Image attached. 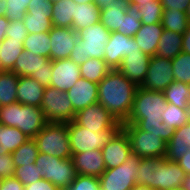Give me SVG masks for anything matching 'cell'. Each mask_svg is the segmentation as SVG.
Here are the masks:
<instances>
[{
	"label": "cell",
	"instance_id": "obj_1",
	"mask_svg": "<svg viewBox=\"0 0 190 190\" xmlns=\"http://www.w3.org/2000/svg\"><path fill=\"white\" fill-rule=\"evenodd\" d=\"M167 106L163 92L138 87L130 115L124 124H135L142 131L158 134L167 143L175 131L162 119Z\"/></svg>",
	"mask_w": 190,
	"mask_h": 190
},
{
	"label": "cell",
	"instance_id": "obj_2",
	"mask_svg": "<svg viewBox=\"0 0 190 190\" xmlns=\"http://www.w3.org/2000/svg\"><path fill=\"white\" fill-rule=\"evenodd\" d=\"M137 86L118 69H111L98 83V102L120 124L127 122Z\"/></svg>",
	"mask_w": 190,
	"mask_h": 190
},
{
	"label": "cell",
	"instance_id": "obj_3",
	"mask_svg": "<svg viewBox=\"0 0 190 190\" xmlns=\"http://www.w3.org/2000/svg\"><path fill=\"white\" fill-rule=\"evenodd\" d=\"M0 124L17 127L26 137L34 138L47 121L41 107L15 102L0 107Z\"/></svg>",
	"mask_w": 190,
	"mask_h": 190
},
{
	"label": "cell",
	"instance_id": "obj_4",
	"mask_svg": "<svg viewBox=\"0 0 190 190\" xmlns=\"http://www.w3.org/2000/svg\"><path fill=\"white\" fill-rule=\"evenodd\" d=\"M77 33L78 40L69 58L79 66L89 58L104 60V50L109 41L110 31L99 22Z\"/></svg>",
	"mask_w": 190,
	"mask_h": 190
},
{
	"label": "cell",
	"instance_id": "obj_5",
	"mask_svg": "<svg viewBox=\"0 0 190 190\" xmlns=\"http://www.w3.org/2000/svg\"><path fill=\"white\" fill-rule=\"evenodd\" d=\"M71 153H83L95 149L101 150L121 126H111L102 131L86 129L74 121L66 123Z\"/></svg>",
	"mask_w": 190,
	"mask_h": 190
},
{
	"label": "cell",
	"instance_id": "obj_6",
	"mask_svg": "<svg viewBox=\"0 0 190 190\" xmlns=\"http://www.w3.org/2000/svg\"><path fill=\"white\" fill-rule=\"evenodd\" d=\"M34 139L41 153L60 159L72 156L66 123H47Z\"/></svg>",
	"mask_w": 190,
	"mask_h": 190
},
{
	"label": "cell",
	"instance_id": "obj_7",
	"mask_svg": "<svg viewBox=\"0 0 190 190\" xmlns=\"http://www.w3.org/2000/svg\"><path fill=\"white\" fill-rule=\"evenodd\" d=\"M132 154L141 158H165L167 143L158 134L140 130L135 124H121Z\"/></svg>",
	"mask_w": 190,
	"mask_h": 190
},
{
	"label": "cell",
	"instance_id": "obj_8",
	"mask_svg": "<svg viewBox=\"0 0 190 190\" xmlns=\"http://www.w3.org/2000/svg\"><path fill=\"white\" fill-rule=\"evenodd\" d=\"M35 165L42 168V179L50 181L61 190L68 188L77 175L72 158L60 159L39 152Z\"/></svg>",
	"mask_w": 190,
	"mask_h": 190
},
{
	"label": "cell",
	"instance_id": "obj_9",
	"mask_svg": "<svg viewBox=\"0 0 190 190\" xmlns=\"http://www.w3.org/2000/svg\"><path fill=\"white\" fill-rule=\"evenodd\" d=\"M141 157L131 154L123 164L106 169L99 177L101 190H131L136 185Z\"/></svg>",
	"mask_w": 190,
	"mask_h": 190
},
{
	"label": "cell",
	"instance_id": "obj_10",
	"mask_svg": "<svg viewBox=\"0 0 190 190\" xmlns=\"http://www.w3.org/2000/svg\"><path fill=\"white\" fill-rule=\"evenodd\" d=\"M40 107L47 123H68L76 114L67 92L51 86L45 87Z\"/></svg>",
	"mask_w": 190,
	"mask_h": 190
},
{
	"label": "cell",
	"instance_id": "obj_11",
	"mask_svg": "<svg viewBox=\"0 0 190 190\" xmlns=\"http://www.w3.org/2000/svg\"><path fill=\"white\" fill-rule=\"evenodd\" d=\"M10 71L19 77L30 76L44 87H49L52 77V60L24 50Z\"/></svg>",
	"mask_w": 190,
	"mask_h": 190
},
{
	"label": "cell",
	"instance_id": "obj_12",
	"mask_svg": "<svg viewBox=\"0 0 190 190\" xmlns=\"http://www.w3.org/2000/svg\"><path fill=\"white\" fill-rule=\"evenodd\" d=\"M174 81L171 60L154 55L150 57L148 71L140 87L163 92Z\"/></svg>",
	"mask_w": 190,
	"mask_h": 190
},
{
	"label": "cell",
	"instance_id": "obj_13",
	"mask_svg": "<svg viewBox=\"0 0 190 190\" xmlns=\"http://www.w3.org/2000/svg\"><path fill=\"white\" fill-rule=\"evenodd\" d=\"M104 51V60L111 69H117L121 65L122 59L129 53L142 52L134 37H128L117 31L110 32Z\"/></svg>",
	"mask_w": 190,
	"mask_h": 190
},
{
	"label": "cell",
	"instance_id": "obj_14",
	"mask_svg": "<svg viewBox=\"0 0 190 190\" xmlns=\"http://www.w3.org/2000/svg\"><path fill=\"white\" fill-rule=\"evenodd\" d=\"M73 121L86 129L98 131L106 130L111 126H121L99 102L77 112Z\"/></svg>",
	"mask_w": 190,
	"mask_h": 190
},
{
	"label": "cell",
	"instance_id": "obj_15",
	"mask_svg": "<svg viewBox=\"0 0 190 190\" xmlns=\"http://www.w3.org/2000/svg\"><path fill=\"white\" fill-rule=\"evenodd\" d=\"M185 175V172L176 162L163 158L160 161V169L150 175V188L154 190L181 188Z\"/></svg>",
	"mask_w": 190,
	"mask_h": 190
},
{
	"label": "cell",
	"instance_id": "obj_16",
	"mask_svg": "<svg viewBox=\"0 0 190 190\" xmlns=\"http://www.w3.org/2000/svg\"><path fill=\"white\" fill-rule=\"evenodd\" d=\"M106 169L116 168L132 154L125 131L120 128L101 149Z\"/></svg>",
	"mask_w": 190,
	"mask_h": 190
},
{
	"label": "cell",
	"instance_id": "obj_17",
	"mask_svg": "<svg viewBox=\"0 0 190 190\" xmlns=\"http://www.w3.org/2000/svg\"><path fill=\"white\" fill-rule=\"evenodd\" d=\"M80 78V67L70 58L52 61L51 87L60 91H67L72 88Z\"/></svg>",
	"mask_w": 190,
	"mask_h": 190
},
{
	"label": "cell",
	"instance_id": "obj_18",
	"mask_svg": "<svg viewBox=\"0 0 190 190\" xmlns=\"http://www.w3.org/2000/svg\"><path fill=\"white\" fill-rule=\"evenodd\" d=\"M51 40L50 60H60L70 57V54L77 43L78 33L72 28L53 26L49 31Z\"/></svg>",
	"mask_w": 190,
	"mask_h": 190
},
{
	"label": "cell",
	"instance_id": "obj_19",
	"mask_svg": "<svg viewBox=\"0 0 190 190\" xmlns=\"http://www.w3.org/2000/svg\"><path fill=\"white\" fill-rule=\"evenodd\" d=\"M66 92L75 113L98 102V83L82 77Z\"/></svg>",
	"mask_w": 190,
	"mask_h": 190
},
{
	"label": "cell",
	"instance_id": "obj_20",
	"mask_svg": "<svg viewBox=\"0 0 190 190\" xmlns=\"http://www.w3.org/2000/svg\"><path fill=\"white\" fill-rule=\"evenodd\" d=\"M149 61V55L143 52H133L122 59L117 69L137 87H140L147 74Z\"/></svg>",
	"mask_w": 190,
	"mask_h": 190
},
{
	"label": "cell",
	"instance_id": "obj_21",
	"mask_svg": "<svg viewBox=\"0 0 190 190\" xmlns=\"http://www.w3.org/2000/svg\"><path fill=\"white\" fill-rule=\"evenodd\" d=\"M75 171L79 175L99 178L106 170L101 150L95 149L83 153H72Z\"/></svg>",
	"mask_w": 190,
	"mask_h": 190
},
{
	"label": "cell",
	"instance_id": "obj_22",
	"mask_svg": "<svg viewBox=\"0 0 190 190\" xmlns=\"http://www.w3.org/2000/svg\"><path fill=\"white\" fill-rule=\"evenodd\" d=\"M45 87L30 76L19 77L17 102L35 107L41 106Z\"/></svg>",
	"mask_w": 190,
	"mask_h": 190
},
{
	"label": "cell",
	"instance_id": "obj_23",
	"mask_svg": "<svg viewBox=\"0 0 190 190\" xmlns=\"http://www.w3.org/2000/svg\"><path fill=\"white\" fill-rule=\"evenodd\" d=\"M163 31L164 28L161 23L142 24L134 38L141 51L151 57L156 54L158 42Z\"/></svg>",
	"mask_w": 190,
	"mask_h": 190
},
{
	"label": "cell",
	"instance_id": "obj_24",
	"mask_svg": "<svg viewBox=\"0 0 190 190\" xmlns=\"http://www.w3.org/2000/svg\"><path fill=\"white\" fill-rule=\"evenodd\" d=\"M190 150V122L175 129L174 135L167 142L165 159L176 162Z\"/></svg>",
	"mask_w": 190,
	"mask_h": 190
},
{
	"label": "cell",
	"instance_id": "obj_25",
	"mask_svg": "<svg viewBox=\"0 0 190 190\" xmlns=\"http://www.w3.org/2000/svg\"><path fill=\"white\" fill-rule=\"evenodd\" d=\"M100 8L94 3L79 4L75 7L72 29L76 32L100 22Z\"/></svg>",
	"mask_w": 190,
	"mask_h": 190
},
{
	"label": "cell",
	"instance_id": "obj_26",
	"mask_svg": "<svg viewBox=\"0 0 190 190\" xmlns=\"http://www.w3.org/2000/svg\"><path fill=\"white\" fill-rule=\"evenodd\" d=\"M130 6V0H116V3H112L106 9L100 10V22L110 32L121 29L122 16L126 14Z\"/></svg>",
	"mask_w": 190,
	"mask_h": 190
},
{
	"label": "cell",
	"instance_id": "obj_27",
	"mask_svg": "<svg viewBox=\"0 0 190 190\" xmlns=\"http://www.w3.org/2000/svg\"><path fill=\"white\" fill-rule=\"evenodd\" d=\"M182 38L183 34L164 29L155 55L170 60L174 59L182 52Z\"/></svg>",
	"mask_w": 190,
	"mask_h": 190
},
{
	"label": "cell",
	"instance_id": "obj_28",
	"mask_svg": "<svg viewBox=\"0 0 190 190\" xmlns=\"http://www.w3.org/2000/svg\"><path fill=\"white\" fill-rule=\"evenodd\" d=\"M29 138L17 127L0 124V154L12 153Z\"/></svg>",
	"mask_w": 190,
	"mask_h": 190
},
{
	"label": "cell",
	"instance_id": "obj_29",
	"mask_svg": "<svg viewBox=\"0 0 190 190\" xmlns=\"http://www.w3.org/2000/svg\"><path fill=\"white\" fill-rule=\"evenodd\" d=\"M77 3L73 0H59L52 4V24L55 27L72 28Z\"/></svg>",
	"mask_w": 190,
	"mask_h": 190
},
{
	"label": "cell",
	"instance_id": "obj_30",
	"mask_svg": "<svg viewBox=\"0 0 190 190\" xmlns=\"http://www.w3.org/2000/svg\"><path fill=\"white\" fill-rule=\"evenodd\" d=\"M161 25L166 30L184 34L190 25V20L187 12L174 8L163 9Z\"/></svg>",
	"mask_w": 190,
	"mask_h": 190
},
{
	"label": "cell",
	"instance_id": "obj_31",
	"mask_svg": "<svg viewBox=\"0 0 190 190\" xmlns=\"http://www.w3.org/2000/svg\"><path fill=\"white\" fill-rule=\"evenodd\" d=\"M19 76L11 71H0V107L17 102Z\"/></svg>",
	"mask_w": 190,
	"mask_h": 190
},
{
	"label": "cell",
	"instance_id": "obj_32",
	"mask_svg": "<svg viewBox=\"0 0 190 190\" xmlns=\"http://www.w3.org/2000/svg\"><path fill=\"white\" fill-rule=\"evenodd\" d=\"M23 51V42L5 38L0 45V71H10Z\"/></svg>",
	"mask_w": 190,
	"mask_h": 190
},
{
	"label": "cell",
	"instance_id": "obj_33",
	"mask_svg": "<svg viewBox=\"0 0 190 190\" xmlns=\"http://www.w3.org/2000/svg\"><path fill=\"white\" fill-rule=\"evenodd\" d=\"M25 51L32 52L34 55L44 56L50 59L51 40L49 32L46 33H28L23 41Z\"/></svg>",
	"mask_w": 190,
	"mask_h": 190
},
{
	"label": "cell",
	"instance_id": "obj_34",
	"mask_svg": "<svg viewBox=\"0 0 190 190\" xmlns=\"http://www.w3.org/2000/svg\"><path fill=\"white\" fill-rule=\"evenodd\" d=\"M81 77L88 81L99 83L111 70L106 61L98 58H89L80 66Z\"/></svg>",
	"mask_w": 190,
	"mask_h": 190
},
{
	"label": "cell",
	"instance_id": "obj_35",
	"mask_svg": "<svg viewBox=\"0 0 190 190\" xmlns=\"http://www.w3.org/2000/svg\"><path fill=\"white\" fill-rule=\"evenodd\" d=\"M165 100L184 109L190 101V85L178 81L172 82L164 91Z\"/></svg>",
	"mask_w": 190,
	"mask_h": 190
},
{
	"label": "cell",
	"instance_id": "obj_36",
	"mask_svg": "<svg viewBox=\"0 0 190 190\" xmlns=\"http://www.w3.org/2000/svg\"><path fill=\"white\" fill-rule=\"evenodd\" d=\"M15 167L35 164L39 150L34 138H29L17 150L11 153Z\"/></svg>",
	"mask_w": 190,
	"mask_h": 190
},
{
	"label": "cell",
	"instance_id": "obj_37",
	"mask_svg": "<svg viewBox=\"0 0 190 190\" xmlns=\"http://www.w3.org/2000/svg\"><path fill=\"white\" fill-rule=\"evenodd\" d=\"M142 26L141 15L135 6H130L126 14L122 16L121 29L117 32L128 37H134Z\"/></svg>",
	"mask_w": 190,
	"mask_h": 190
},
{
	"label": "cell",
	"instance_id": "obj_38",
	"mask_svg": "<svg viewBox=\"0 0 190 190\" xmlns=\"http://www.w3.org/2000/svg\"><path fill=\"white\" fill-rule=\"evenodd\" d=\"M141 15L142 24L150 25L161 23L163 6L161 0H153V3L135 5Z\"/></svg>",
	"mask_w": 190,
	"mask_h": 190
},
{
	"label": "cell",
	"instance_id": "obj_39",
	"mask_svg": "<svg viewBox=\"0 0 190 190\" xmlns=\"http://www.w3.org/2000/svg\"><path fill=\"white\" fill-rule=\"evenodd\" d=\"M171 62L175 81L190 85V54L181 52Z\"/></svg>",
	"mask_w": 190,
	"mask_h": 190
},
{
	"label": "cell",
	"instance_id": "obj_40",
	"mask_svg": "<svg viewBox=\"0 0 190 190\" xmlns=\"http://www.w3.org/2000/svg\"><path fill=\"white\" fill-rule=\"evenodd\" d=\"M24 26L28 33H46L49 32L52 27V20L45 15L28 14L26 13L23 19Z\"/></svg>",
	"mask_w": 190,
	"mask_h": 190
},
{
	"label": "cell",
	"instance_id": "obj_41",
	"mask_svg": "<svg viewBox=\"0 0 190 190\" xmlns=\"http://www.w3.org/2000/svg\"><path fill=\"white\" fill-rule=\"evenodd\" d=\"M163 158H141L138 166V173L135 179L136 184L150 187V175L160 169V161Z\"/></svg>",
	"mask_w": 190,
	"mask_h": 190
},
{
	"label": "cell",
	"instance_id": "obj_42",
	"mask_svg": "<svg viewBox=\"0 0 190 190\" xmlns=\"http://www.w3.org/2000/svg\"><path fill=\"white\" fill-rule=\"evenodd\" d=\"M163 122L173 129L182 127L188 123L184 109L168 103L167 110L162 114Z\"/></svg>",
	"mask_w": 190,
	"mask_h": 190
},
{
	"label": "cell",
	"instance_id": "obj_43",
	"mask_svg": "<svg viewBox=\"0 0 190 190\" xmlns=\"http://www.w3.org/2000/svg\"><path fill=\"white\" fill-rule=\"evenodd\" d=\"M41 172L42 168L36 166L35 164H30L15 167L13 176L17 178L24 186H26L42 179Z\"/></svg>",
	"mask_w": 190,
	"mask_h": 190
},
{
	"label": "cell",
	"instance_id": "obj_44",
	"mask_svg": "<svg viewBox=\"0 0 190 190\" xmlns=\"http://www.w3.org/2000/svg\"><path fill=\"white\" fill-rule=\"evenodd\" d=\"M5 17L9 21L23 20L31 0H7Z\"/></svg>",
	"mask_w": 190,
	"mask_h": 190
},
{
	"label": "cell",
	"instance_id": "obj_45",
	"mask_svg": "<svg viewBox=\"0 0 190 190\" xmlns=\"http://www.w3.org/2000/svg\"><path fill=\"white\" fill-rule=\"evenodd\" d=\"M65 190H101L99 178L76 175L75 180Z\"/></svg>",
	"mask_w": 190,
	"mask_h": 190
},
{
	"label": "cell",
	"instance_id": "obj_46",
	"mask_svg": "<svg viewBox=\"0 0 190 190\" xmlns=\"http://www.w3.org/2000/svg\"><path fill=\"white\" fill-rule=\"evenodd\" d=\"M28 32L24 26L23 20L10 21L8 30L6 31V38L8 40H18L23 42L27 38Z\"/></svg>",
	"mask_w": 190,
	"mask_h": 190
},
{
	"label": "cell",
	"instance_id": "obj_47",
	"mask_svg": "<svg viewBox=\"0 0 190 190\" xmlns=\"http://www.w3.org/2000/svg\"><path fill=\"white\" fill-rule=\"evenodd\" d=\"M52 2L49 0H31L28 6V14L45 15L47 18L52 17Z\"/></svg>",
	"mask_w": 190,
	"mask_h": 190
},
{
	"label": "cell",
	"instance_id": "obj_48",
	"mask_svg": "<svg viewBox=\"0 0 190 190\" xmlns=\"http://www.w3.org/2000/svg\"><path fill=\"white\" fill-rule=\"evenodd\" d=\"M15 165L11 153L0 154V180L13 177Z\"/></svg>",
	"mask_w": 190,
	"mask_h": 190
},
{
	"label": "cell",
	"instance_id": "obj_49",
	"mask_svg": "<svg viewBox=\"0 0 190 190\" xmlns=\"http://www.w3.org/2000/svg\"><path fill=\"white\" fill-rule=\"evenodd\" d=\"M190 0H161L163 9L174 8L181 12H187Z\"/></svg>",
	"mask_w": 190,
	"mask_h": 190
},
{
	"label": "cell",
	"instance_id": "obj_50",
	"mask_svg": "<svg viewBox=\"0 0 190 190\" xmlns=\"http://www.w3.org/2000/svg\"><path fill=\"white\" fill-rule=\"evenodd\" d=\"M0 190H24V185L13 176L0 180Z\"/></svg>",
	"mask_w": 190,
	"mask_h": 190
},
{
	"label": "cell",
	"instance_id": "obj_51",
	"mask_svg": "<svg viewBox=\"0 0 190 190\" xmlns=\"http://www.w3.org/2000/svg\"><path fill=\"white\" fill-rule=\"evenodd\" d=\"M24 190H61V189L53 185L50 181H47L45 179H40L35 183L24 186Z\"/></svg>",
	"mask_w": 190,
	"mask_h": 190
},
{
	"label": "cell",
	"instance_id": "obj_52",
	"mask_svg": "<svg viewBox=\"0 0 190 190\" xmlns=\"http://www.w3.org/2000/svg\"><path fill=\"white\" fill-rule=\"evenodd\" d=\"M176 163L182 168L186 175H190V150L177 160Z\"/></svg>",
	"mask_w": 190,
	"mask_h": 190
},
{
	"label": "cell",
	"instance_id": "obj_53",
	"mask_svg": "<svg viewBox=\"0 0 190 190\" xmlns=\"http://www.w3.org/2000/svg\"><path fill=\"white\" fill-rule=\"evenodd\" d=\"M9 22L5 16H0V43L6 38Z\"/></svg>",
	"mask_w": 190,
	"mask_h": 190
},
{
	"label": "cell",
	"instance_id": "obj_54",
	"mask_svg": "<svg viewBox=\"0 0 190 190\" xmlns=\"http://www.w3.org/2000/svg\"><path fill=\"white\" fill-rule=\"evenodd\" d=\"M182 52L190 54V25L182 38Z\"/></svg>",
	"mask_w": 190,
	"mask_h": 190
},
{
	"label": "cell",
	"instance_id": "obj_55",
	"mask_svg": "<svg viewBox=\"0 0 190 190\" xmlns=\"http://www.w3.org/2000/svg\"><path fill=\"white\" fill-rule=\"evenodd\" d=\"M94 3L100 8V10H104L111 6L112 3H116V0H94Z\"/></svg>",
	"mask_w": 190,
	"mask_h": 190
},
{
	"label": "cell",
	"instance_id": "obj_56",
	"mask_svg": "<svg viewBox=\"0 0 190 190\" xmlns=\"http://www.w3.org/2000/svg\"><path fill=\"white\" fill-rule=\"evenodd\" d=\"M182 190H190V175H185V179L182 182Z\"/></svg>",
	"mask_w": 190,
	"mask_h": 190
},
{
	"label": "cell",
	"instance_id": "obj_57",
	"mask_svg": "<svg viewBox=\"0 0 190 190\" xmlns=\"http://www.w3.org/2000/svg\"><path fill=\"white\" fill-rule=\"evenodd\" d=\"M7 0H0V16H5L7 11Z\"/></svg>",
	"mask_w": 190,
	"mask_h": 190
},
{
	"label": "cell",
	"instance_id": "obj_58",
	"mask_svg": "<svg viewBox=\"0 0 190 190\" xmlns=\"http://www.w3.org/2000/svg\"><path fill=\"white\" fill-rule=\"evenodd\" d=\"M147 3H153V0H130V4L131 6H135V5H144Z\"/></svg>",
	"mask_w": 190,
	"mask_h": 190
},
{
	"label": "cell",
	"instance_id": "obj_59",
	"mask_svg": "<svg viewBox=\"0 0 190 190\" xmlns=\"http://www.w3.org/2000/svg\"><path fill=\"white\" fill-rule=\"evenodd\" d=\"M131 190H154V189H151L150 187L146 185L136 184L135 186L132 187Z\"/></svg>",
	"mask_w": 190,
	"mask_h": 190
},
{
	"label": "cell",
	"instance_id": "obj_60",
	"mask_svg": "<svg viewBox=\"0 0 190 190\" xmlns=\"http://www.w3.org/2000/svg\"><path fill=\"white\" fill-rule=\"evenodd\" d=\"M184 111L188 118V122H190V101L186 104Z\"/></svg>",
	"mask_w": 190,
	"mask_h": 190
},
{
	"label": "cell",
	"instance_id": "obj_61",
	"mask_svg": "<svg viewBox=\"0 0 190 190\" xmlns=\"http://www.w3.org/2000/svg\"><path fill=\"white\" fill-rule=\"evenodd\" d=\"M75 3L79 4H85V3H91L94 2V0H73Z\"/></svg>",
	"mask_w": 190,
	"mask_h": 190
},
{
	"label": "cell",
	"instance_id": "obj_62",
	"mask_svg": "<svg viewBox=\"0 0 190 190\" xmlns=\"http://www.w3.org/2000/svg\"><path fill=\"white\" fill-rule=\"evenodd\" d=\"M187 12H190V2H189V5H188V8H187Z\"/></svg>",
	"mask_w": 190,
	"mask_h": 190
},
{
	"label": "cell",
	"instance_id": "obj_63",
	"mask_svg": "<svg viewBox=\"0 0 190 190\" xmlns=\"http://www.w3.org/2000/svg\"><path fill=\"white\" fill-rule=\"evenodd\" d=\"M49 1H51L52 3H55V2H57V1H59V0H49Z\"/></svg>",
	"mask_w": 190,
	"mask_h": 190
}]
</instances>
